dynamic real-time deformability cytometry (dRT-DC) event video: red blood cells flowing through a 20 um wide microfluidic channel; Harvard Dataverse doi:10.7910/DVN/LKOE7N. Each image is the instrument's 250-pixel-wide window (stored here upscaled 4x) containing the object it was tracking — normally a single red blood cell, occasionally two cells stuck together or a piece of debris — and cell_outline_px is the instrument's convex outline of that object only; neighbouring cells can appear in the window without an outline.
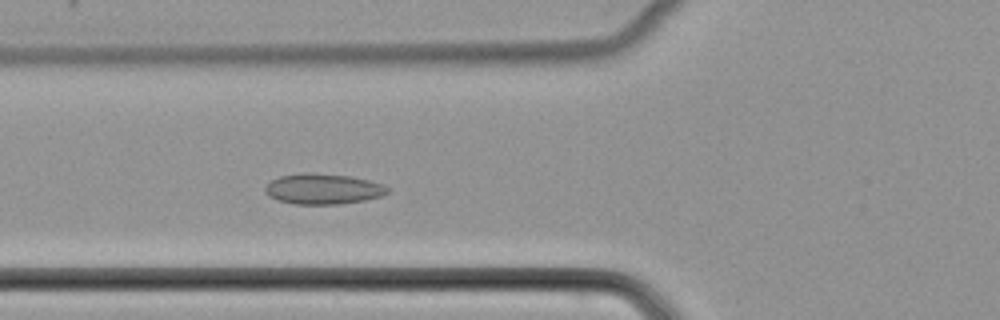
{"species": "common noctule bat (a hibernating species)", "species_latin": "Nyctalus noctula", "temperature_condition": "cold", "stored_images_in_passage": 48, "camera_frame_rate_fps": 3000, "um_per_image_px": 0.085, "animal": {"sex": "female", "body_mass_g": 22.7, "forearm_length_mm": 54.2}, "frame": {"image": 1, "passage_image": 16, "time_ms": 5.0, "image_size_px": [1000, 320], "cell_outline_px": [[392, 188], [388, 192], [380, 196], [364, 200], [340, 204], [292, 204], [276, 200], [268, 196], [264, 192], [264, 188], [272, 180], [280, 176], [308, 172], [312, 172], [352, 176], [384, 184]], "centroid_in_image_um": [27.46, 16.06], "position_along_channel_um": 98.3, "area_um2": 22.02}}
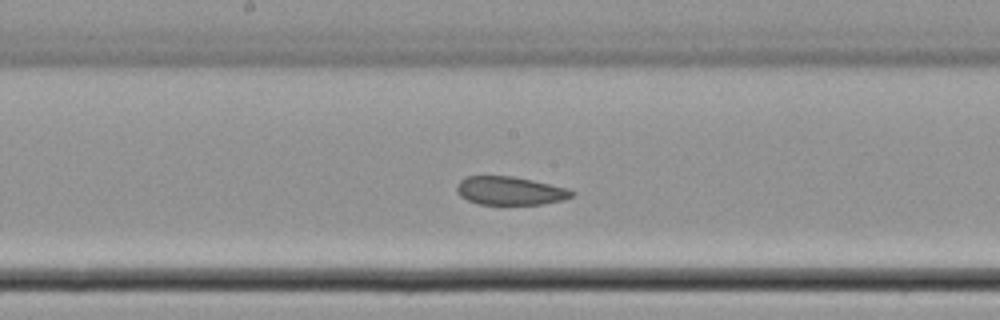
{"frame": {"image": 2, "passage_image": 24, "time_ms": 7.667, "image_size_px": [1000, 320], "cell_outline_px": [[576, 192], [572, 196], [564, 200], [544, 204], [480, 204], [468, 200], [460, 196], [456, 192], [456, 184], [464, 176], [516, 176], [568, 188]], "centroid_in_image_um": [43.35, 16.2], "position_along_channel_um": 204.8, "area_um2": 19.25}}
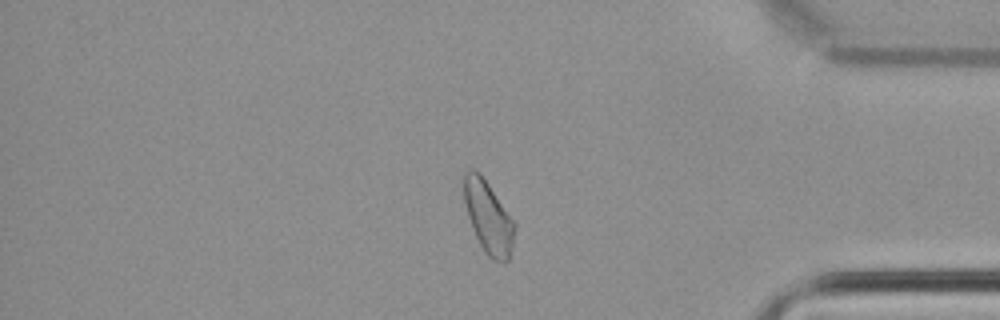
{"frame": {"image": 3, "passage_image": 40, "time_ms": 13.0, "image_size_px": [1000, 320], "cell_outline_px": [[516, 228], [512, 248], [508, 260], [504, 264], [492, 260], [484, 252], [472, 228], [468, 216], [464, 200], [464, 172], [468, 168], [472, 168], [480, 172], [516, 220]], "centroid_in_image_um": [41.54, 18.45], "position_along_channel_um": 393.7, "area_um2": 21.96}}